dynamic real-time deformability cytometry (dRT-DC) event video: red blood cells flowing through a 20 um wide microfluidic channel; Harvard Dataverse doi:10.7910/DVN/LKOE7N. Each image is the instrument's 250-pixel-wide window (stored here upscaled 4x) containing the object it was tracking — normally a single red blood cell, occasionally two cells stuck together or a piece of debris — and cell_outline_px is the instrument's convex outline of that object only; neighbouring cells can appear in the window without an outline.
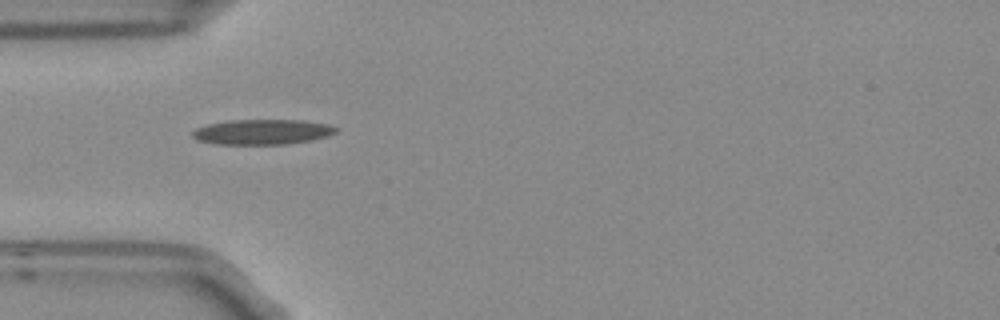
{"species": "Egyptian fruit bat (a non-hibernating species)", "species_latin": "Rousettus aegyptiacus", "temperature_condition": "room temperature", "stored_images_in_passage": 5, "segment_of_instrument_passage": [2, 2], "camera_frame_rate_fps": 3000, "um_per_image_px": 0.085, "frame": {"image": 1, "passage_image": 4, "time_ms": 1.0, "image_size_px": [1000, 320], "cell_outline_px": [[340, 128], [336, 132], [328, 136], [312, 140], [288, 144], [216, 144], [196, 140], [192, 136], [192, 132], [196, 128], [208, 124], [228, 120], [304, 120], [328, 124]], "centroid_in_image_um": [22.32, 11.21], "position_along_channel_um": 62.7, "area_um2": 21.21}}